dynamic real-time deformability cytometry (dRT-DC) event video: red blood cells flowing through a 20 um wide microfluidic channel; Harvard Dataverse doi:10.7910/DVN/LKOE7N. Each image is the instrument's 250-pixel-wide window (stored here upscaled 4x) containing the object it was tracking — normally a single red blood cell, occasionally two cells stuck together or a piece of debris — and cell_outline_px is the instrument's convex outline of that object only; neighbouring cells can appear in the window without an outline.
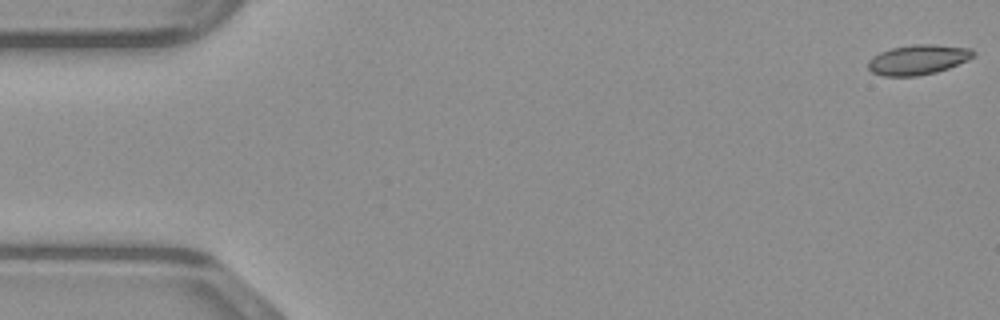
{"species": "common noctule bat (a hibernating species)", "species_latin": "Nyctalus noctula", "temperature_condition": "warm", "stored_images_in_passage": 49, "camera_frame_rate_fps": 3000, "um_per_image_px": 0.085, "animal": {"sex": "male", "body_mass_g": 23.1, "forearm_length_mm": 52.7}, "frame": {"image": 1, "passage_image": 1, "time_ms": 0.0, "image_size_px": [1000, 320], "cell_outline_px": [[976, 56], [968, 60], [948, 68], [936, 72], [916, 76], [884, 76], [872, 72], [868, 68], [868, 60], [872, 56], [880, 52], [892, 48], [916, 44], [932, 44], [972, 48], [976, 52]], "centroid_in_image_um": [78.06, 5.07], "position_along_channel_um": 6.9, "area_um2": 18.44}}
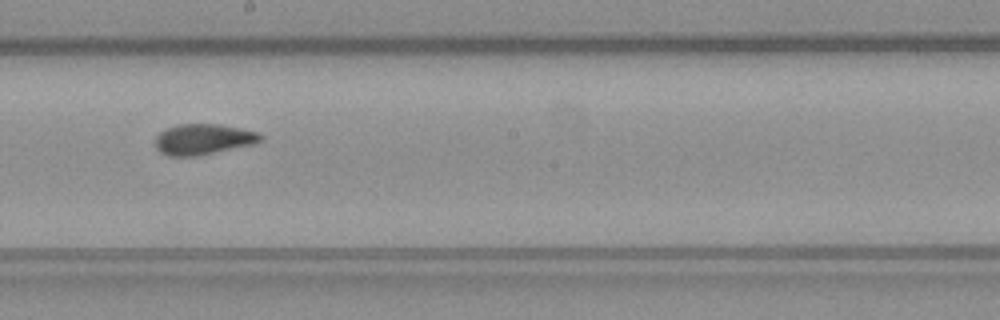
{"frame": {"image": 2, "passage_image": 27, "time_ms": 8.667, "image_size_px": [1000, 320], "cell_outline_px": [[264, 136], [260, 140], [252, 144], [200, 156], [168, 156], [160, 152], [156, 148], [156, 136], [160, 132], [168, 128], [180, 124], [220, 124], [260, 132]], "centroid_in_image_um": [17.29, 11.84], "position_along_channel_um": 230.9, "area_um2": 18.84}}
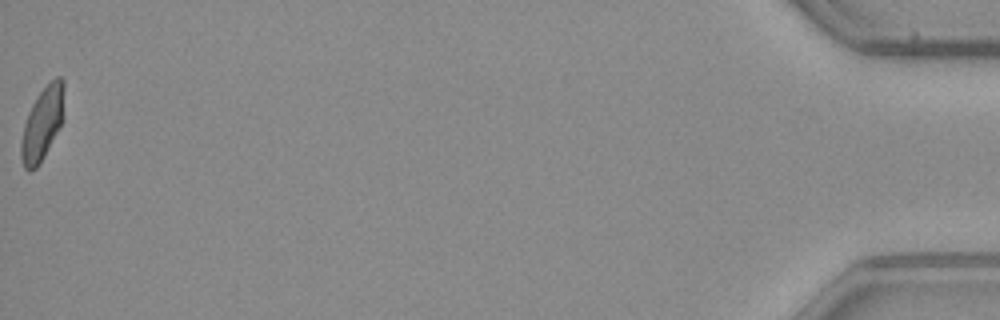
{"frame": {"image": 3, "passage_image": 49, "time_ms": 16.0, "image_size_px": [1000, 320], "cell_outline_px": [[64, 88], [60, 124], [40, 164], [36, 168], [28, 172], [24, 168], [20, 156], [20, 140], [24, 124], [28, 112], [32, 104], [40, 92], [56, 76], [60, 76], [64, 80]], "centroid_in_image_um": [3.55, 10.54], "position_along_channel_um": 431.7, "area_um2": 17.92}}